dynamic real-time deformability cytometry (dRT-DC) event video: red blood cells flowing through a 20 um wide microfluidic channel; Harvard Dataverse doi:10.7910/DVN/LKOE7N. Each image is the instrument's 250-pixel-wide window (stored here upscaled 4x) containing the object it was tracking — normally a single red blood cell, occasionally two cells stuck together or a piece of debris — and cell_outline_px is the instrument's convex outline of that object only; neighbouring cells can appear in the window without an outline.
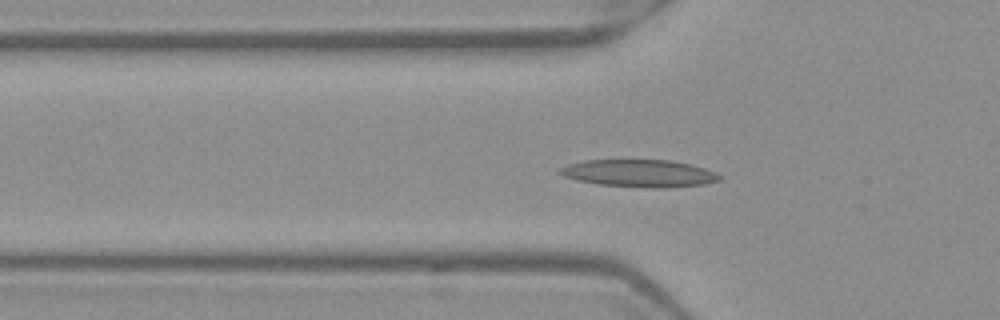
{"species": "Egyptian fruit bat (a non-hibernating species)", "species_latin": "Rousettus aegyptiacus", "temperature_condition": "warm", "stored_images_in_passage": 43, "segment_of_instrument_passage": [1, 2], "camera_frame_rate_fps": 3000, "um_per_image_px": 0.085, "frame": {"image": 1, "passage_image": 8, "time_ms": 2.333, "image_size_px": [1000, 320], "cell_outline_px": [[720, 180], [704, 184], [664, 188], [652, 188], [600, 184], [576, 180], [564, 176], [556, 172], [560, 168], [568, 164], [584, 160], [672, 160], [692, 164], [716, 172], [720, 176]], "centroid_in_image_um": [54.34, 14.72], "position_along_channel_um": 71.5, "area_um2": 25.49}}
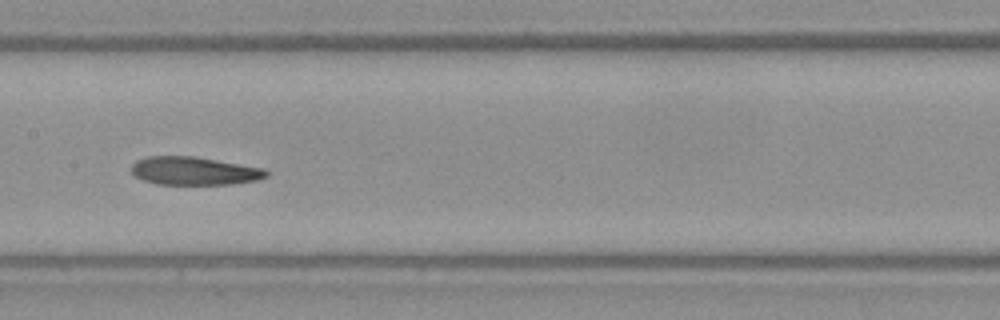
{"frame": {"image": 2, "passage_image": 17, "time_ms": 5.333, "image_size_px": [1000, 320], "cell_outline_px": [[268, 176], [256, 180], [232, 184], [156, 184], [132, 176], [132, 164], [136, 160], [148, 156], [196, 156], [264, 168], [268, 172]], "centroid_in_image_um": [16.49, 14.52], "position_along_channel_um": 190.9, "area_um2": 22.25}}
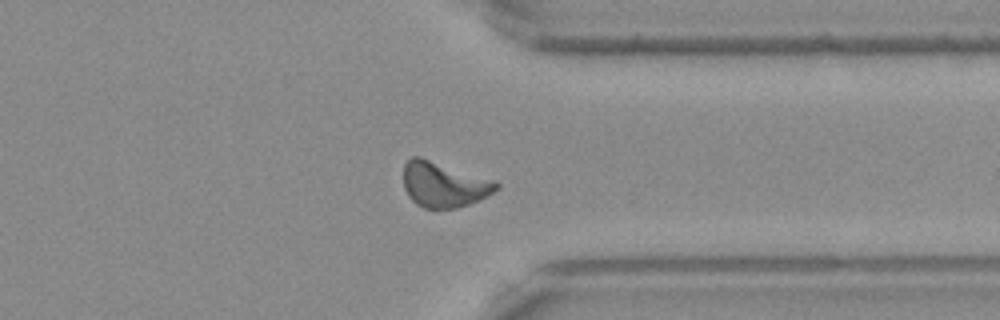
{"frame": {"image": 3, "passage_image": 31, "time_ms": 10.0, "image_size_px": [1000, 320], "cell_outline_px": [[500, 188], [480, 200], [456, 208], [424, 208], [416, 204], [408, 196], [404, 188], [404, 164], [412, 156], [420, 156], [500, 184]], "centroid_in_image_um": [37.67, 15.7], "position_along_channel_um": 373.7, "area_um2": 23.99}}